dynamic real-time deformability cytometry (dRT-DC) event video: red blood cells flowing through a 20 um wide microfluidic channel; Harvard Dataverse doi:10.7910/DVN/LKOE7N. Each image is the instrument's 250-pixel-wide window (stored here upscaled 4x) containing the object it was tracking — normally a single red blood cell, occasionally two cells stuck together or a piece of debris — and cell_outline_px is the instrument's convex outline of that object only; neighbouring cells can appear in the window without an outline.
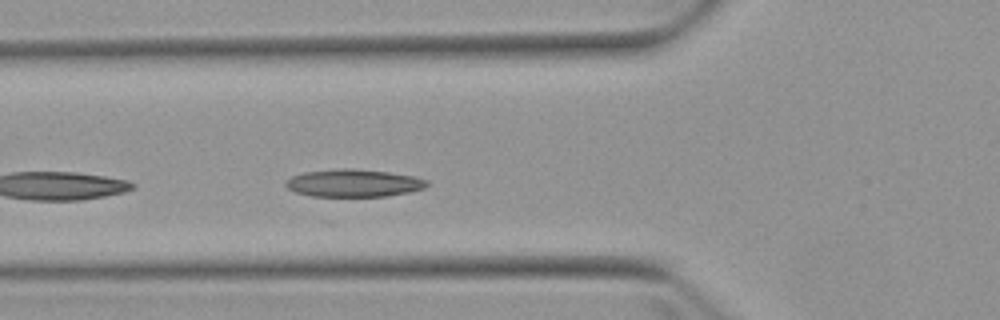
{"species": "Egyptian fruit bat (a non-hibernating species)", "species_latin": "Rousettus aegyptiacus", "temperature_condition": "warm", "stored_images_in_passage": 4, "camera_frame_rate_fps": 3000, "um_per_image_px": 0.085, "animal": {"sex": "female"}, "frame": {"image": 1, "passage_image": 3, "time_ms": 2.333, "image_size_px": [1000, 320], "cell_outline_px": [[428, 184], [424, 188], [408, 192], [388, 196], [312, 196], [296, 192], [288, 188], [284, 184], [284, 180], [292, 176], [304, 172], [340, 168], [352, 168], [388, 172], [412, 176], [428, 180]], "centroid_in_image_um": [30.03, 15.55], "position_along_channel_um": 95.8, "area_um2": 22.66}}